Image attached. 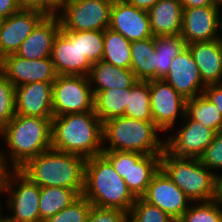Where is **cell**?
Returning a JSON list of instances; mask_svg holds the SVG:
<instances>
[{
  "label": "cell",
  "instance_id": "7dc6e473",
  "mask_svg": "<svg viewBox=\"0 0 222 222\" xmlns=\"http://www.w3.org/2000/svg\"><path fill=\"white\" fill-rule=\"evenodd\" d=\"M2 195L5 196V191H4V186H3V184L0 186V197H1ZM1 206H2V201H1V199H0V221L6 217V215H5V214H2V212H1V211H3V210H2L3 207H1Z\"/></svg>",
  "mask_w": 222,
  "mask_h": 222
},
{
  "label": "cell",
  "instance_id": "9a60e30c",
  "mask_svg": "<svg viewBox=\"0 0 222 222\" xmlns=\"http://www.w3.org/2000/svg\"><path fill=\"white\" fill-rule=\"evenodd\" d=\"M221 9L218 6L183 9L181 36L185 43L220 39Z\"/></svg>",
  "mask_w": 222,
  "mask_h": 222
},
{
  "label": "cell",
  "instance_id": "b9f144b4",
  "mask_svg": "<svg viewBox=\"0 0 222 222\" xmlns=\"http://www.w3.org/2000/svg\"><path fill=\"white\" fill-rule=\"evenodd\" d=\"M126 3L133 5L139 9L148 11L154 5H156L159 0H124Z\"/></svg>",
  "mask_w": 222,
  "mask_h": 222
},
{
  "label": "cell",
  "instance_id": "4fadbf2b",
  "mask_svg": "<svg viewBox=\"0 0 222 222\" xmlns=\"http://www.w3.org/2000/svg\"><path fill=\"white\" fill-rule=\"evenodd\" d=\"M0 70L14 87L35 82L53 83L58 76L51 57L28 60L15 53L0 60Z\"/></svg>",
  "mask_w": 222,
  "mask_h": 222
},
{
  "label": "cell",
  "instance_id": "f35d334b",
  "mask_svg": "<svg viewBox=\"0 0 222 222\" xmlns=\"http://www.w3.org/2000/svg\"><path fill=\"white\" fill-rule=\"evenodd\" d=\"M203 94L215 104L222 115V83L207 85Z\"/></svg>",
  "mask_w": 222,
  "mask_h": 222
},
{
  "label": "cell",
  "instance_id": "7402d4cb",
  "mask_svg": "<svg viewBox=\"0 0 222 222\" xmlns=\"http://www.w3.org/2000/svg\"><path fill=\"white\" fill-rule=\"evenodd\" d=\"M205 86L222 83V40L188 44Z\"/></svg>",
  "mask_w": 222,
  "mask_h": 222
},
{
  "label": "cell",
  "instance_id": "ee69618b",
  "mask_svg": "<svg viewBox=\"0 0 222 222\" xmlns=\"http://www.w3.org/2000/svg\"><path fill=\"white\" fill-rule=\"evenodd\" d=\"M23 8H37L45 11V0H18Z\"/></svg>",
  "mask_w": 222,
  "mask_h": 222
},
{
  "label": "cell",
  "instance_id": "cb8c5ba5",
  "mask_svg": "<svg viewBox=\"0 0 222 222\" xmlns=\"http://www.w3.org/2000/svg\"><path fill=\"white\" fill-rule=\"evenodd\" d=\"M148 14L154 37L181 34L183 8L180 0H159Z\"/></svg>",
  "mask_w": 222,
  "mask_h": 222
},
{
  "label": "cell",
  "instance_id": "2e32d148",
  "mask_svg": "<svg viewBox=\"0 0 222 222\" xmlns=\"http://www.w3.org/2000/svg\"><path fill=\"white\" fill-rule=\"evenodd\" d=\"M142 198L169 214L176 221L192 203L161 168L152 177Z\"/></svg>",
  "mask_w": 222,
  "mask_h": 222
},
{
  "label": "cell",
  "instance_id": "7bdbcfd3",
  "mask_svg": "<svg viewBox=\"0 0 222 222\" xmlns=\"http://www.w3.org/2000/svg\"><path fill=\"white\" fill-rule=\"evenodd\" d=\"M68 0H45V12L55 14Z\"/></svg>",
  "mask_w": 222,
  "mask_h": 222
},
{
  "label": "cell",
  "instance_id": "6da1fadb",
  "mask_svg": "<svg viewBox=\"0 0 222 222\" xmlns=\"http://www.w3.org/2000/svg\"><path fill=\"white\" fill-rule=\"evenodd\" d=\"M52 118L16 114L2 128L1 158L7 170H19L30 159L51 149ZM11 164V165H10Z\"/></svg>",
  "mask_w": 222,
  "mask_h": 222
},
{
  "label": "cell",
  "instance_id": "9c48e42d",
  "mask_svg": "<svg viewBox=\"0 0 222 222\" xmlns=\"http://www.w3.org/2000/svg\"><path fill=\"white\" fill-rule=\"evenodd\" d=\"M113 0H68L56 14L67 31H104L109 28Z\"/></svg>",
  "mask_w": 222,
  "mask_h": 222
},
{
  "label": "cell",
  "instance_id": "1f68e13d",
  "mask_svg": "<svg viewBox=\"0 0 222 222\" xmlns=\"http://www.w3.org/2000/svg\"><path fill=\"white\" fill-rule=\"evenodd\" d=\"M176 222H222V202L218 199L192 202Z\"/></svg>",
  "mask_w": 222,
  "mask_h": 222
},
{
  "label": "cell",
  "instance_id": "44dd1931",
  "mask_svg": "<svg viewBox=\"0 0 222 222\" xmlns=\"http://www.w3.org/2000/svg\"><path fill=\"white\" fill-rule=\"evenodd\" d=\"M61 29L58 14H47L15 53L28 60L51 57L53 42Z\"/></svg>",
  "mask_w": 222,
  "mask_h": 222
},
{
  "label": "cell",
  "instance_id": "f1b7e54d",
  "mask_svg": "<svg viewBox=\"0 0 222 222\" xmlns=\"http://www.w3.org/2000/svg\"><path fill=\"white\" fill-rule=\"evenodd\" d=\"M79 195L73 190L62 187L41 188L39 213L42 222L69 206Z\"/></svg>",
  "mask_w": 222,
  "mask_h": 222
},
{
  "label": "cell",
  "instance_id": "ab89813d",
  "mask_svg": "<svg viewBox=\"0 0 222 222\" xmlns=\"http://www.w3.org/2000/svg\"><path fill=\"white\" fill-rule=\"evenodd\" d=\"M22 8L18 0H0V20L9 17Z\"/></svg>",
  "mask_w": 222,
  "mask_h": 222
},
{
  "label": "cell",
  "instance_id": "816d5d0a",
  "mask_svg": "<svg viewBox=\"0 0 222 222\" xmlns=\"http://www.w3.org/2000/svg\"><path fill=\"white\" fill-rule=\"evenodd\" d=\"M220 31H222V17H221V30ZM220 34H221V40H222V32Z\"/></svg>",
  "mask_w": 222,
  "mask_h": 222
},
{
  "label": "cell",
  "instance_id": "ac0fdd59",
  "mask_svg": "<svg viewBox=\"0 0 222 222\" xmlns=\"http://www.w3.org/2000/svg\"><path fill=\"white\" fill-rule=\"evenodd\" d=\"M109 28L130 42L153 37L148 11L130 5L124 0H113Z\"/></svg>",
  "mask_w": 222,
  "mask_h": 222
},
{
  "label": "cell",
  "instance_id": "5b68a950",
  "mask_svg": "<svg viewBox=\"0 0 222 222\" xmlns=\"http://www.w3.org/2000/svg\"><path fill=\"white\" fill-rule=\"evenodd\" d=\"M159 132L161 133L153 121H141L126 116L107 120L103 122V151L163 154L164 140L158 135Z\"/></svg>",
  "mask_w": 222,
  "mask_h": 222
},
{
  "label": "cell",
  "instance_id": "ba28073f",
  "mask_svg": "<svg viewBox=\"0 0 222 222\" xmlns=\"http://www.w3.org/2000/svg\"><path fill=\"white\" fill-rule=\"evenodd\" d=\"M102 154L111 162L136 198L145 194L152 177L160 169L162 155H144L132 151H103Z\"/></svg>",
  "mask_w": 222,
  "mask_h": 222
},
{
  "label": "cell",
  "instance_id": "c3c4849f",
  "mask_svg": "<svg viewBox=\"0 0 222 222\" xmlns=\"http://www.w3.org/2000/svg\"><path fill=\"white\" fill-rule=\"evenodd\" d=\"M216 1V5L221 8L222 7V0H215Z\"/></svg>",
  "mask_w": 222,
  "mask_h": 222
},
{
  "label": "cell",
  "instance_id": "4316f807",
  "mask_svg": "<svg viewBox=\"0 0 222 222\" xmlns=\"http://www.w3.org/2000/svg\"><path fill=\"white\" fill-rule=\"evenodd\" d=\"M156 51V79H163L169 72L171 62L187 44L181 34L154 37Z\"/></svg>",
  "mask_w": 222,
  "mask_h": 222
},
{
  "label": "cell",
  "instance_id": "bcb514c9",
  "mask_svg": "<svg viewBox=\"0 0 222 222\" xmlns=\"http://www.w3.org/2000/svg\"><path fill=\"white\" fill-rule=\"evenodd\" d=\"M7 169L5 168L2 158H1V154H0V186L3 184V180H4V175L6 173Z\"/></svg>",
  "mask_w": 222,
  "mask_h": 222
},
{
  "label": "cell",
  "instance_id": "8d00e7d4",
  "mask_svg": "<svg viewBox=\"0 0 222 222\" xmlns=\"http://www.w3.org/2000/svg\"><path fill=\"white\" fill-rule=\"evenodd\" d=\"M199 159L202 164L216 175L219 170H222V131L215 134L213 141L204 150Z\"/></svg>",
  "mask_w": 222,
  "mask_h": 222
},
{
  "label": "cell",
  "instance_id": "e0dca14e",
  "mask_svg": "<svg viewBox=\"0 0 222 222\" xmlns=\"http://www.w3.org/2000/svg\"><path fill=\"white\" fill-rule=\"evenodd\" d=\"M51 59L58 75L88 76L92 67L81 53L80 39H75V31L62 27L54 39Z\"/></svg>",
  "mask_w": 222,
  "mask_h": 222
},
{
  "label": "cell",
  "instance_id": "603a6c76",
  "mask_svg": "<svg viewBox=\"0 0 222 222\" xmlns=\"http://www.w3.org/2000/svg\"><path fill=\"white\" fill-rule=\"evenodd\" d=\"M88 78L93 92L132 88L138 82L130 69L116 67L103 60L92 64Z\"/></svg>",
  "mask_w": 222,
  "mask_h": 222
},
{
  "label": "cell",
  "instance_id": "8992f818",
  "mask_svg": "<svg viewBox=\"0 0 222 222\" xmlns=\"http://www.w3.org/2000/svg\"><path fill=\"white\" fill-rule=\"evenodd\" d=\"M160 168L193 203L216 199V174L199 158L177 157L164 149Z\"/></svg>",
  "mask_w": 222,
  "mask_h": 222
},
{
  "label": "cell",
  "instance_id": "f546056e",
  "mask_svg": "<svg viewBox=\"0 0 222 222\" xmlns=\"http://www.w3.org/2000/svg\"><path fill=\"white\" fill-rule=\"evenodd\" d=\"M185 114L211 128L215 133L222 131V115L204 94L186 100Z\"/></svg>",
  "mask_w": 222,
  "mask_h": 222
},
{
  "label": "cell",
  "instance_id": "d4e9b609",
  "mask_svg": "<svg viewBox=\"0 0 222 222\" xmlns=\"http://www.w3.org/2000/svg\"><path fill=\"white\" fill-rule=\"evenodd\" d=\"M130 70L138 81L156 79V51L154 36L131 42Z\"/></svg>",
  "mask_w": 222,
  "mask_h": 222
},
{
  "label": "cell",
  "instance_id": "f907efd6",
  "mask_svg": "<svg viewBox=\"0 0 222 222\" xmlns=\"http://www.w3.org/2000/svg\"><path fill=\"white\" fill-rule=\"evenodd\" d=\"M0 222H11L9 221L6 217L4 219H2Z\"/></svg>",
  "mask_w": 222,
  "mask_h": 222
},
{
  "label": "cell",
  "instance_id": "484cf974",
  "mask_svg": "<svg viewBox=\"0 0 222 222\" xmlns=\"http://www.w3.org/2000/svg\"><path fill=\"white\" fill-rule=\"evenodd\" d=\"M94 94V112L100 121L125 116L126 105L131 94V88L109 89Z\"/></svg>",
  "mask_w": 222,
  "mask_h": 222
},
{
  "label": "cell",
  "instance_id": "e575fe53",
  "mask_svg": "<svg viewBox=\"0 0 222 222\" xmlns=\"http://www.w3.org/2000/svg\"><path fill=\"white\" fill-rule=\"evenodd\" d=\"M92 203L80 195L69 206L51 216L45 222H86Z\"/></svg>",
  "mask_w": 222,
  "mask_h": 222
},
{
  "label": "cell",
  "instance_id": "f6af8a7d",
  "mask_svg": "<svg viewBox=\"0 0 222 222\" xmlns=\"http://www.w3.org/2000/svg\"><path fill=\"white\" fill-rule=\"evenodd\" d=\"M216 199L222 202V171L216 175Z\"/></svg>",
  "mask_w": 222,
  "mask_h": 222
},
{
  "label": "cell",
  "instance_id": "74e56055",
  "mask_svg": "<svg viewBox=\"0 0 222 222\" xmlns=\"http://www.w3.org/2000/svg\"><path fill=\"white\" fill-rule=\"evenodd\" d=\"M86 222H128V213L116 208L92 205Z\"/></svg>",
  "mask_w": 222,
  "mask_h": 222
},
{
  "label": "cell",
  "instance_id": "d6a6232c",
  "mask_svg": "<svg viewBox=\"0 0 222 222\" xmlns=\"http://www.w3.org/2000/svg\"><path fill=\"white\" fill-rule=\"evenodd\" d=\"M128 222H176V220L157 206L139 197L131 207Z\"/></svg>",
  "mask_w": 222,
  "mask_h": 222
},
{
  "label": "cell",
  "instance_id": "d6986e66",
  "mask_svg": "<svg viewBox=\"0 0 222 222\" xmlns=\"http://www.w3.org/2000/svg\"><path fill=\"white\" fill-rule=\"evenodd\" d=\"M163 79L186 100L202 95L206 87L188 47L173 59Z\"/></svg>",
  "mask_w": 222,
  "mask_h": 222
},
{
  "label": "cell",
  "instance_id": "52a82bcc",
  "mask_svg": "<svg viewBox=\"0 0 222 222\" xmlns=\"http://www.w3.org/2000/svg\"><path fill=\"white\" fill-rule=\"evenodd\" d=\"M3 186L10 213L6 218L11 222H42L39 213L41 187L33 183L20 170H7Z\"/></svg>",
  "mask_w": 222,
  "mask_h": 222
},
{
  "label": "cell",
  "instance_id": "5bb4252c",
  "mask_svg": "<svg viewBox=\"0 0 222 222\" xmlns=\"http://www.w3.org/2000/svg\"><path fill=\"white\" fill-rule=\"evenodd\" d=\"M47 13L37 8H22L0 20V60L17 52L22 42L32 33Z\"/></svg>",
  "mask_w": 222,
  "mask_h": 222
},
{
  "label": "cell",
  "instance_id": "ffe728a7",
  "mask_svg": "<svg viewBox=\"0 0 222 222\" xmlns=\"http://www.w3.org/2000/svg\"><path fill=\"white\" fill-rule=\"evenodd\" d=\"M53 83L35 82L15 87L16 114L53 118Z\"/></svg>",
  "mask_w": 222,
  "mask_h": 222
},
{
  "label": "cell",
  "instance_id": "4dcf8cb0",
  "mask_svg": "<svg viewBox=\"0 0 222 222\" xmlns=\"http://www.w3.org/2000/svg\"><path fill=\"white\" fill-rule=\"evenodd\" d=\"M125 116L141 121H153L148 81H138L131 88Z\"/></svg>",
  "mask_w": 222,
  "mask_h": 222
},
{
  "label": "cell",
  "instance_id": "7c38bea8",
  "mask_svg": "<svg viewBox=\"0 0 222 222\" xmlns=\"http://www.w3.org/2000/svg\"><path fill=\"white\" fill-rule=\"evenodd\" d=\"M180 129L164 140V149L177 157L199 158L215 136L211 128L190 119L186 114L181 120Z\"/></svg>",
  "mask_w": 222,
  "mask_h": 222
},
{
  "label": "cell",
  "instance_id": "60d3db41",
  "mask_svg": "<svg viewBox=\"0 0 222 222\" xmlns=\"http://www.w3.org/2000/svg\"><path fill=\"white\" fill-rule=\"evenodd\" d=\"M183 9L203 6H217L215 0H180Z\"/></svg>",
  "mask_w": 222,
  "mask_h": 222
},
{
  "label": "cell",
  "instance_id": "d590c367",
  "mask_svg": "<svg viewBox=\"0 0 222 222\" xmlns=\"http://www.w3.org/2000/svg\"><path fill=\"white\" fill-rule=\"evenodd\" d=\"M15 115V87L0 70V127L3 128Z\"/></svg>",
  "mask_w": 222,
  "mask_h": 222
},
{
  "label": "cell",
  "instance_id": "8fae6325",
  "mask_svg": "<svg viewBox=\"0 0 222 222\" xmlns=\"http://www.w3.org/2000/svg\"><path fill=\"white\" fill-rule=\"evenodd\" d=\"M148 84L153 122L164 134L165 131L172 132L177 119L181 118L180 123L185 116L186 99L164 79L149 80Z\"/></svg>",
  "mask_w": 222,
  "mask_h": 222
},
{
  "label": "cell",
  "instance_id": "3957f363",
  "mask_svg": "<svg viewBox=\"0 0 222 222\" xmlns=\"http://www.w3.org/2000/svg\"><path fill=\"white\" fill-rule=\"evenodd\" d=\"M85 163L86 158L81 155L51 148L30 159L19 170L41 188L73 189L80 196L84 190Z\"/></svg>",
  "mask_w": 222,
  "mask_h": 222
},
{
  "label": "cell",
  "instance_id": "277c9868",
  "mask_svg": "<svg viewBox=\"0 0 222 222\" xmlns=\"http://www.w3.org/2000/svg\"><path fill=\"white\" fill-rule=\"evenodd\" d=\"M93 206L116 208L129 214L136 197L103 155L86 159L82 194Z\"/></svg>",
  "mask_w": 222,
  "mask_h": 222
},
{
  "label": "cell",
  "instance_id": "83f0119b",
  "mask_svg": "<svg viewBox=\"0 0 222 222\" xmlns=\"http://www.w3.org/2000/svg\"><path fill=\"white\" fill-rule=\"evenodd\" d=\"M102 60L116 67L130 69L131 42L120 33L106 28Z\"/></svg>",
  "mask_w": 222,
  "mask_h": 222
},
{
  "label": "cell",
  "instance_id": "7a4b0ae2",
  "mask_svg": "<svg viewBox=\"0 0 222 222\" xmlns=\"http://www.w3.org/2000/svg\"><path fill=\"white\" fill-rule=\"evenodd\" d=\"M103 123L94 111L52 118L51 148L90 158L103 153Z\"/></svg>",
  "mask_w": 222,
  "mask_h": 222
},
{
  "label": "cell",
  "instance_id": "836d02e7",
  "mask_svg": "<svg viewBox=\"0 0 222 222\" xmlns=\"http://www.w3.org/2000/svg\"><path fill=\"white\" fill-rule=\"evenodd\" d=\"M75 39H80V49L92 64L102 60L104 31H75Z\"/></svg>",
  "mask_w": 222,
  "mask_h": 222
},
{
  "label": "cell",
  "instance_id": "681fc988",
  "mask_svg": "<svg viewBox=\"0 0 222 222\" xmlns=\"http://www.w3.org/2000/svg\"><path fill=\"white\" fill-rule=\"evenodd\" d=\"M0 139H2V128L0 127ZM1 141L2 140H0V144H1ZM1 150H2V147L0 146V154H1Z\"/></svg>",
  "mask_w": 222,
  "mask_h": 222
},
{
  "label": "cell",
  "instance_id": "30bf717a",
  "mask_svg": "<svg viewBox=\"0 0 222 222\" xmlns=\"http://www.w3.org/2000/svg\"><path fill=\"white\" fill-rule=\"evenodd\" d=\"M53 116L94 111V94L88 76L58 75L53 82Z\"/></svg>",
  "mask_w": 222,
  "mask_h": 222
}]
</instances>
